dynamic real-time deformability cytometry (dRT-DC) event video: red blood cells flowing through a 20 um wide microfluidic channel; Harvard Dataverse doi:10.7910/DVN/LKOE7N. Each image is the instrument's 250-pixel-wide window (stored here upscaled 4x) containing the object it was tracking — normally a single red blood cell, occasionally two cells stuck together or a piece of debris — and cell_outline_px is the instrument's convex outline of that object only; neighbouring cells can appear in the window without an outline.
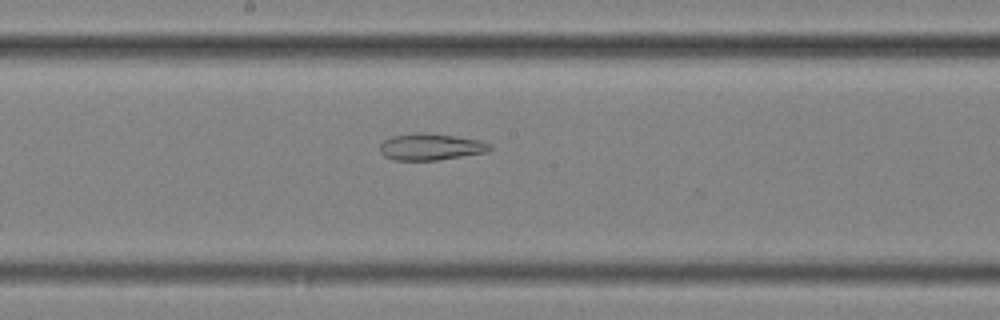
{"species": "common noctule bat (a hibernating species)", "species_latin": "Nyctalus noctula", "temperature_condition": "cold", "stored_images_in_passage": 57, "segment_of_instrument_passage": [2, 2], "camera_frame_rate_fps": 3000, "um_per_image_px": 0.085, "animal": {"sex": "female", "body_mass_g": 25.1}, "frame": {"image": 1, "passage_image": 31, "time_ms": 10.0, "image_size_px": [1000, 320], "cell_outline_px": [[492, 148], [488, 152], [436, 160], [392, 160], [384, 156], [380, 152], [380, 144], [384, 140], [392, 136], [416, 132], [424, 132], [480, 140], [492, 144]], "centroid_in_image_um": [36.6, 12.48], "position_along_channel_um": 211.6, "area_um2": 17.11}}
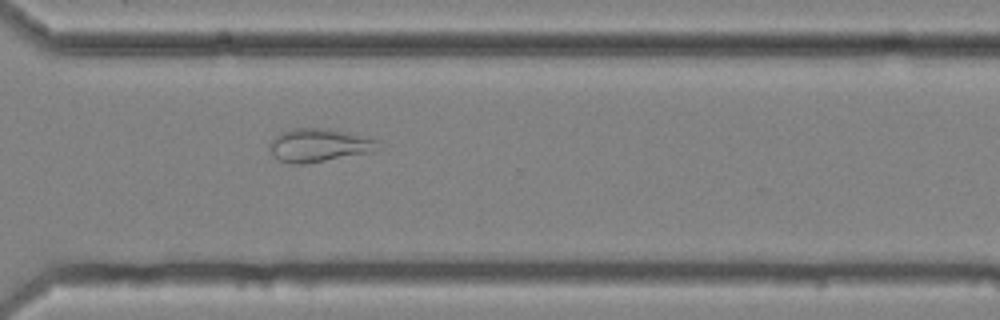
{"frame": {"image": 2, "passage_image": 42, "time_ms": 13.667, "image_size_px": [1000, 320], "cell_outline_px": [[376, 140], [372, 152], [304, 164], [288, 164], [280, 160], [268, 148], [268, 144], [280, 132], [296, 128], [328, 128], [368, 136]], "centroid_in_image_um": [27.06, 12.33], "position_along_channel_um": 343.5, "area_um2": 20.81}}
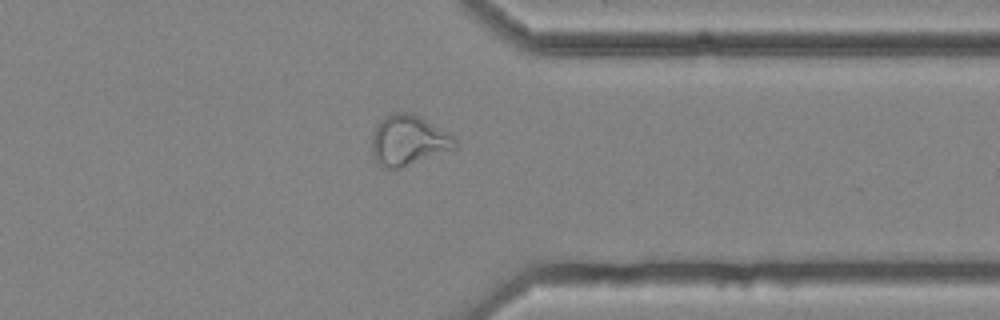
{"frame": {"image": 3, "passage_image": 45, "time_ms": 14.667, "image_size_px": [1000, 320], "cell_outline_px": [[456, 148], [400, 168], [388, 168], [380, 164], [372, 156], [372, 132], [380, 120], [384, 116], [396, 112], [412, 112], [420, 116], [456, 136]], "centroid_in_image_um": [34.72, 11.9], "position_along_channel_um": 376.7, "area_um2": 24.45}}